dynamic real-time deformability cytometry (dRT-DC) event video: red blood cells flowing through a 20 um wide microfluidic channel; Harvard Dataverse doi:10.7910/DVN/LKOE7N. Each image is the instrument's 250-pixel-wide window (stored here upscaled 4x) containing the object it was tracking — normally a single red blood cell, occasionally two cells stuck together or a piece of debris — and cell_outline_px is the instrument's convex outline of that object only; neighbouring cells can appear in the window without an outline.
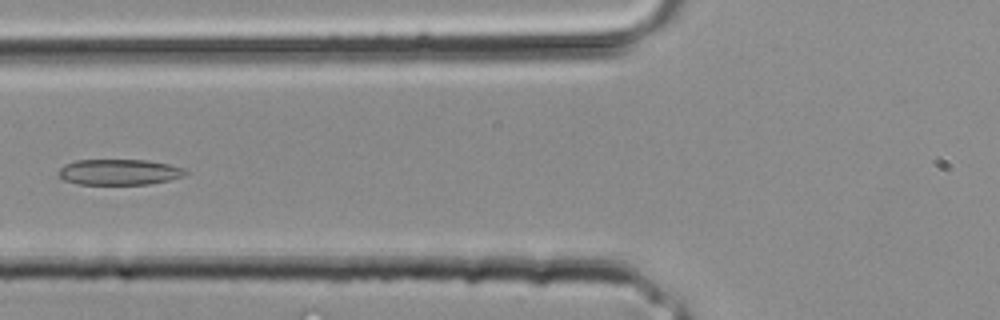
{"species": "common noctule bat (a hibernating species)", "species_latin": "Nyctalus noctula", "temperature_condition": "room temperature", "stored_images_in_passage": 33, "camera_frame_rate_fps": 3000, "um_per_image_px": 0.085, "animal": {"sex": "male", "body_mass_g": 20.4}, "frame": {"image": 1, "passage_image": 12, "time_ms": 3.667, "image_size_px": [1000, 320], "cell_outline_px": [[188, 172], [184, 176], [168, 180], [148, 184], [80, 184], [64, 180], [60, 176], [60, 168], [64, 164], [76, 160], [148, 160], [168, 164], [184, 168]], "centroid_in_image_um": [10.15, 14.62], "position_along_channel_um": 115.7, "area_um2": 18.9}}
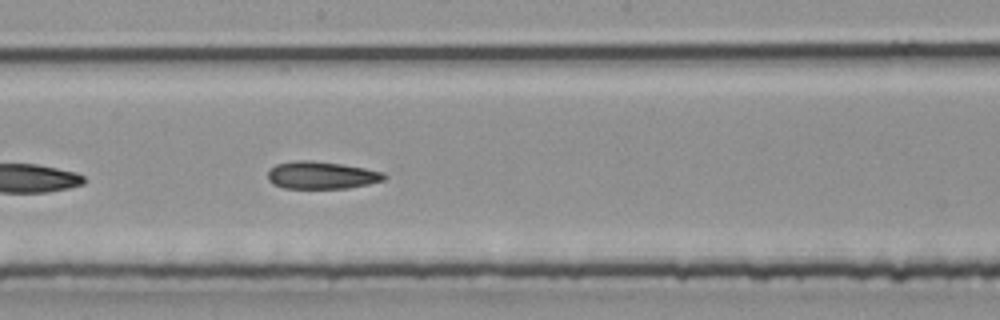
{"frame": {"image": 2, "passage_image": 17, "time_ms": 5.333, "image_size_px": [1000, 320], "cell_outline_px": [[388, 176], [384, 180], [368, 184], [348, 188], [284, 188], [272, 184], [268, 180], [268, 168], [276, 164], [292, 160], [308, 160], [340, 164], [364, 168], [384, 172]], "centroid_in_image_um": [27.3, 14.89], "position_along_channel_um": 220.9, "area_um2": 18.73}}
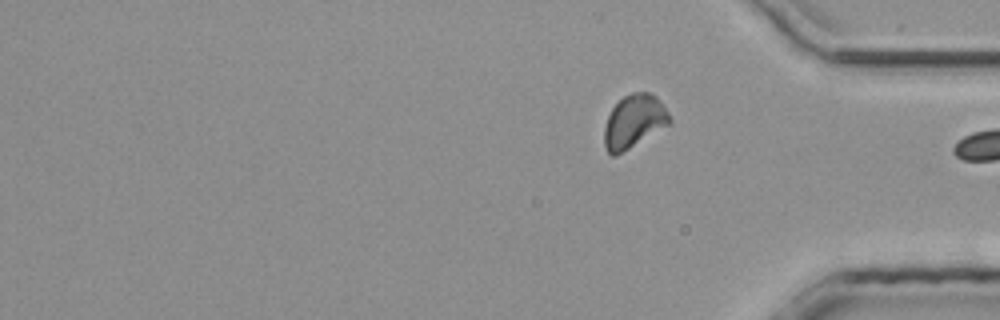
{"frame": {"image": 3, "passage_image": 33, "time_ms": 10.667, "image_size_px": [1000, 320], "cell_outline_px": [[672, 120], [668, 124], [616, 156], [612, 156], [608, 152], [604, 144], [604, 128], [608, 116], [612, 108], [624, 96], [632, 92], [652, 92], [664, 104]], "centroid_in_image_um": [53.88, 10.29], "position_along_channel_um": 381.3, "area_um2": 20.06}}